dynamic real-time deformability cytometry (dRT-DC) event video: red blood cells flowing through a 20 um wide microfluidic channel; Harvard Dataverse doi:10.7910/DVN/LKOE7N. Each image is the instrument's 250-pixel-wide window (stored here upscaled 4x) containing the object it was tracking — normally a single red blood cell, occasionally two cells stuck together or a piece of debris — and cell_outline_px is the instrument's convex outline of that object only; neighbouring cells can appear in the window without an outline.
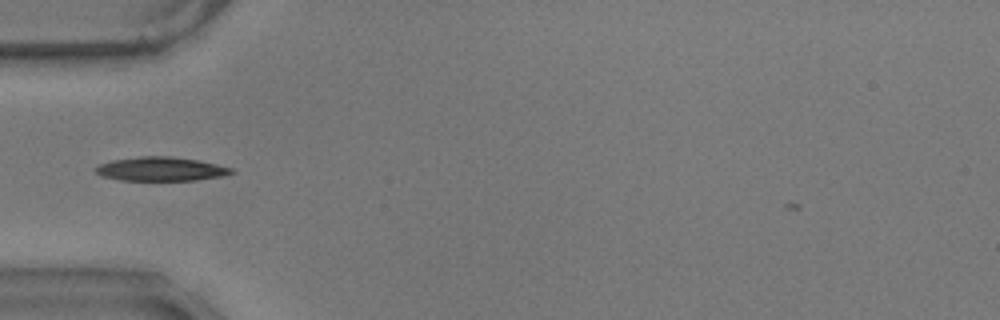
{"species": "common noctule bat (a hibernating species)", "species_latin": "Nyctalus noctula", "temperature_condition": "warm", "stored_images_in_passage": 32, "camera_frame_rate_fps": 3000, "um_per_image_px": 0.085, "animal": {"sex": "male", "body_mass_g": 17.9}, "frame": {"image": 1, "passage_image": 1, "time_ms": 0.0, "image_size_px": [1000, 320], "cell_outline_px": [[236, 172], [224, 176], [196, 180], [124, 180], [104, 176], [96, 172], [96, 168], [100, 164], [112, 160], [140, 156], [168, 156], [196, 160], [216, 164], [232, 168]], "centroid_in_image_um": [13.73, 14.36], "position_along_channel_um": 71.3, "area_um2": 18.67}}
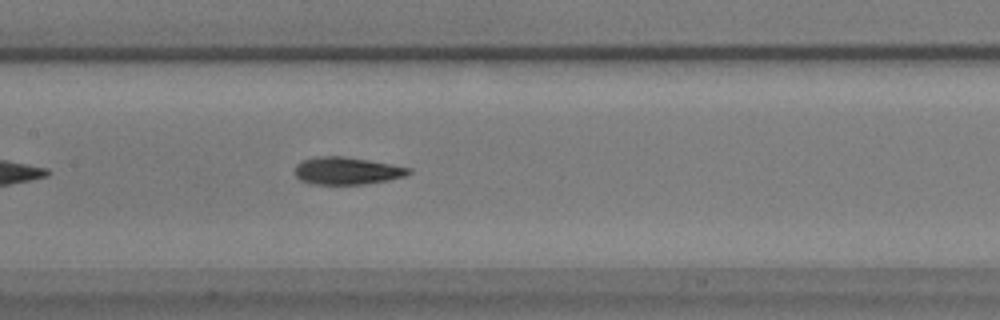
{"frame": {"image": 2, "passage_image": 10, "time_ms": 3.0, "image_size_px": [1000, 320], "cell_outline_px": [[412, 172], [404, 176], [388, 180], [364, 184], [308, 184], [300, 180], [296, 176], [296, 164], [304, 160], [316, 156], [344, 156], [392, 164], [412, 168]], "centroid_in_image_um": [29.49, 14.52], "position_along_channel_um": 177.9, "area_um2": 18.21}}
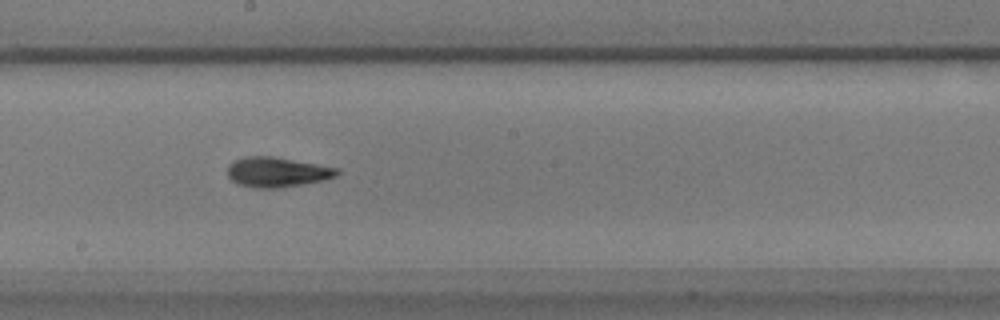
{"frame": {"image": 3, "passage_image": 14, "time_ms": 4.333, "image_size_px": [1000, 320], "cell_outline_px": [[340, 172], [336, 176], [320, 180], [300, 184], [276, 188], [256, 188], [240, 184], [232, 180], [228, 176], [228, 164], [232, 160], [244, 156], [272, 156], [340, 168]], "centroid_in_image_um": [23.52, 14.6], "position_along_channel_um": 224.7, "area_um2": 18.96}}